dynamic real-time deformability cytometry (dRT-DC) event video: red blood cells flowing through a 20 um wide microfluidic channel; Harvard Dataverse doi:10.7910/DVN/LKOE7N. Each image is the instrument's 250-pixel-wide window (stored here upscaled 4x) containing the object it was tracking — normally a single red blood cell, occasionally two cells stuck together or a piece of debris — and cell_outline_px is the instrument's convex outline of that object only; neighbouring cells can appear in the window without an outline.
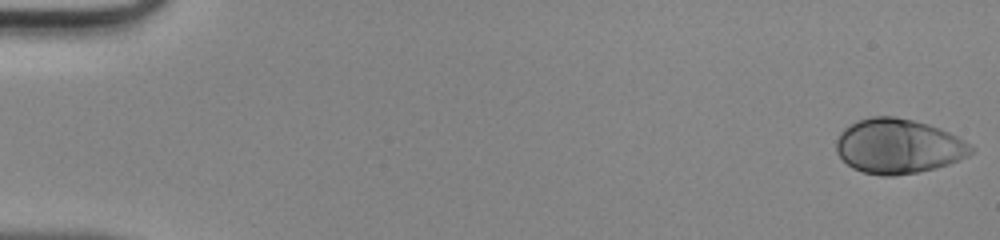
{"species": "human", "species_latin": "Homo sapiens", "temperature_condition": "room temperature", "stored_images_in_passage": 48, "camera_frame_rate_fps": 3000, "um_per_image_px": 0.085, "donor": {"sex": "male"}, "frame": {"image": 1, "passage_image": 1, "time_ms": 0.0, "image_size_px": [1000, 240], "cell_outline_px": [[976, 148], [968, 156], [960, 160], [936, 168], [916, 172], [892, 176], [884, 176], [864, 172], [852, 168], [836, 152], [836, 140], [840, 132], [844, 128], [860, 120], [872, 116], [896, 116], [928, 124], [948, 132], [972, 144]], "centroid_in_image_um": [76.37, 12.43], "position_along_channel_um": 8.6, "area_um2": 42.89}}
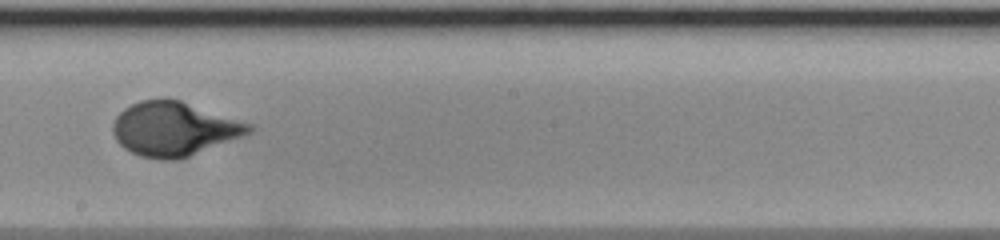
{"frame": {"image": 2, "passage_image": 28, "time_ms": 9.0, "image_size_px": [1000, 240], "cell_outline_px": [[256, 128], [252, 132], [244, 136], [188, 156], [176, 160], [160, 160], [140, 156], [124, 148], [116, 140], [112, 132], [112, 124], [116, 116], [124, 108], [140, 100], [164, 96], [180, 100], [252, 124]], "centroid_in_image_um": [14.78, 10.93], "position_along_channel_um": 233.4, "area_um2": 43.23}}
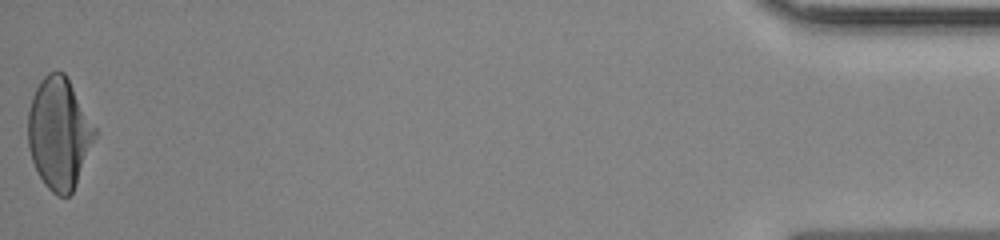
{"frame": {"image": 3, "passage_image": 48, "time_ms": 15.667, "image_size_px": [1000, 240], "cell_outline_px": [[96, 136], [76, 184], [72, 192], [68, 196], [56, 196], [44, 184], [32, 160], [28, 148], [28, 112], [32, 96], [40, 80], [48, 72], [64, 72], [96, 128]], "centroid_in_image_um": [5.01, 11.34], "position_along_channel_um": 430.2, "area_um2": 43.06}}